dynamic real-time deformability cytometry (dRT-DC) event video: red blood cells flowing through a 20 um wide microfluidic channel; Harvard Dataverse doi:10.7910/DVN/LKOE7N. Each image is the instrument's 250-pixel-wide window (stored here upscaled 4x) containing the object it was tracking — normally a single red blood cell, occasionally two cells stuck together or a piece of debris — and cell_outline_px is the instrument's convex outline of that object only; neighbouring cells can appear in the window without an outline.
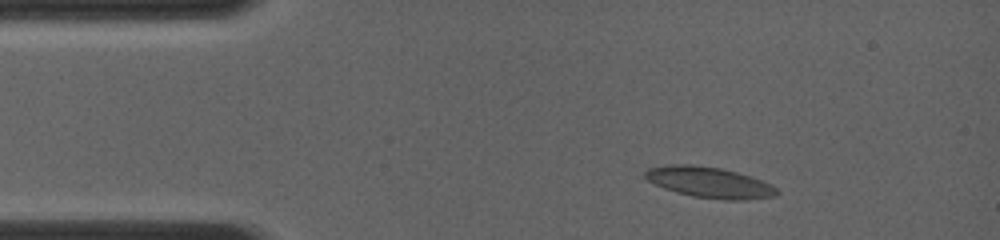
{"species": "common noctule bat (a hibernating species)", "species_latin": "Nyctalus noctula", "temperature_condition": "room temperature", "stored_images_in_passage": 8, "camera_frame_rate_fps": 4000, "um_per_image_px": 0.085, "animal": {"sex": "female", "body_mass_g": 19.0, "forearm_length_mm": 56.7}, "frame": {"image": 1, "passage_image": 3, "time_ms": 1.75, "image_size_px": [1000, 240], "cell_outline_px": [[780, 192], [776, 196], [744, 200], [724, 200], [692, 196], [676, 192], [664, 188], [648, 180], [644, 176], [644, 172], [648, 168], [664, 164], [692, 164], [720, 168], [752, 176], [772, 184]], "centroid_in_image_um": [60.31, 15.5], "position_along_channel_um": 24.7, "area_um2": 23.87}}
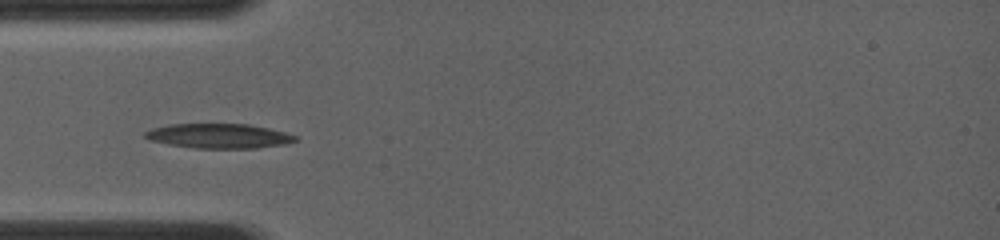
{"frame": {"image": 2, "passage_image": 6, "time_ms": 4.0, "image_size_px": [1000, 240], "cell_outline_px": [[300, 140], [284, 144], [256, 148], [192, 148], [168, 144], [148, 140], [144, 136], [144, 132], [152, 128], [168, 124], [248, 124], [268, 128], [284, 132], [296, 136]], "centroid_in_image_um": [18.58, 11.56], "position_along_channel_um": 66.4, "area_um2": 21.62}}
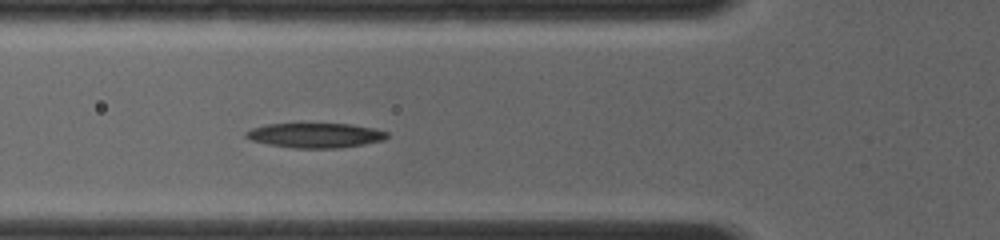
{"frame": {"image": 3, "passage_image": 8, "time_ms": 4.75, "image_size_px": [1000, 240], "cell_outline_px": [[388, 136], [384, 140], [364, 144], [340, 148], [296, 148], [268, 144], [252, 140], [244, 136], [244, 132], [252, 128], [264, 124], [352, 124], [372, 128], [388, 132]], "centroid_in_image_um": [26.79, 11.5], "position_along_channel_um": 99.0, "area_um2": 20.29}}